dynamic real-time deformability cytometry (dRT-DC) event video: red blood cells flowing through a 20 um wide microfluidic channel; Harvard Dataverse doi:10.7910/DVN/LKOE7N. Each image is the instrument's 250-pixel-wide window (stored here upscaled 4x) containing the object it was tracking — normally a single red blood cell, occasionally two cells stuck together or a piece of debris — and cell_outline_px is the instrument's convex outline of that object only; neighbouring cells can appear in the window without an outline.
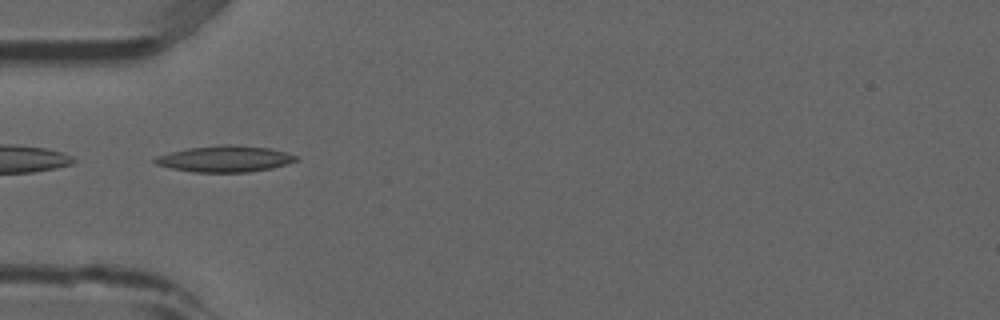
{"species": "common noctule bat (a hibernating species)", "species_latin": "Nyctalus noctula", "temperature_condition": "room temperature", "stored_images_in_passage": 4, "camera_frame_rate_fps": 3000, "um_per_image_px": 0.085, "animal": {"sex": "male", "forearm_length_mm": 52.5}, "frame": {"image": 1, "passage_image": 2, "time_ms": 0.333, "image_size_px": [1000, 320], "cell_outline_px": [[300, 160], [272, 168], [248, 172], [196, 172], [172, 168], [156, 164], [152, 160], [156, 156], [188, 148], [220, 144], [232, 144], [268, 148], [288, 152], [300, 156]], "centroid_in_image_um": [19.18, 13.49], "position_along_channel_um": 65.8, "area_um2": 21.68}}
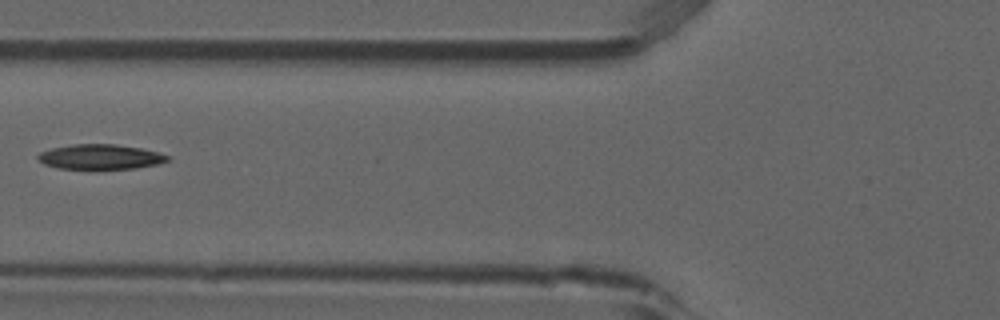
{"frame": {"image": 2, "passage_image": 3, "time_ms": 0.667, "image_size_px": [1000, 320], "cell_outline_px": [[172, 160], [160, 164], [136, 168], [96, 172], [60, 168], [44, 164], [36, 156], [40, 152], [52, 148], [72, 144], [116, 144], [140, 148], [172, 156]], "centroid_in_image_um": [8.57, 13.38], "position_along_channel_um": 117.2, "area_um2": 19.83}}
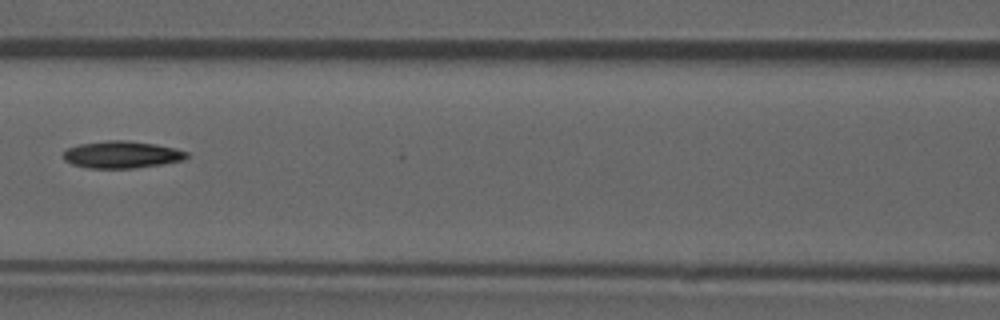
{"frame": {"image": 3, "passage_image": 4, "time_ms": 1.0, "image_size_px": [1000, 320], "cell_outline_px": [[188, 156], [184, 160], [164, 164], [136, 168], [88, 168], [72, 164], [64, 160], [64, 152], [68, 148], [80, 144], [108, 140], [124, 140], [152, 144], [176, 148], [188, 152]], "centroid_in_image_um": [10.37, 13.15], "position_along_channel_um": 156.2, "area_um2": 19.42}}